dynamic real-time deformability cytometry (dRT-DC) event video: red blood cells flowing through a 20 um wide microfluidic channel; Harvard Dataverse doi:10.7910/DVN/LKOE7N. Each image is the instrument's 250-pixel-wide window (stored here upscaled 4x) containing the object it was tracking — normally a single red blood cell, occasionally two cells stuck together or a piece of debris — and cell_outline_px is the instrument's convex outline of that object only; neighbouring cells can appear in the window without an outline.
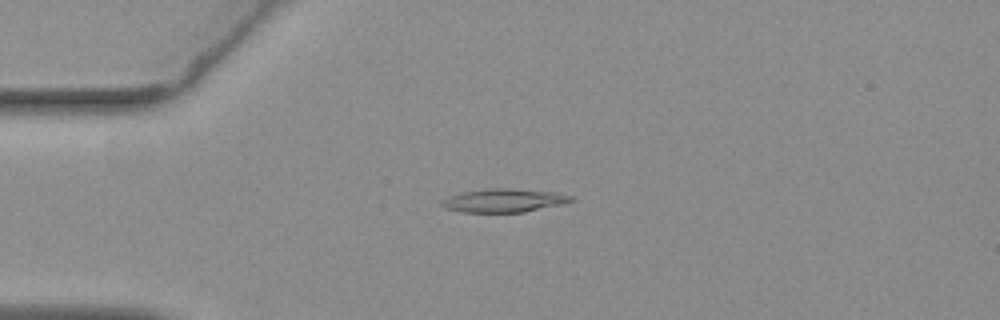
{"species": "common noctule bat (a hibernating species)", "species_latin": "Nyctalus noctula", "temperature_condition": "warm", "stored_images_in_passage": 33, "camera_frame_rate_fps": 3000, "um_per_image_px": 0.085, "animal": {"sex": "female", "body_mass_g": 19.3, "forearm_length_mm": 54.1}, "frame": {"image": 1, "passage_image": 2, "time_ms": 0.333, "image_size_px": [1000, 320], "cell_outline_px": [[576, 200], [560, 204], [524, 212], [460, 212], [444, 208], [440, 204], [440, 200], [448, 196], [460, 192], [488, 188], [508, 188], [556, 192], [572, 196]], "centroid_in_image_um": [42.77, 17.03], "position_along_channel_um": 42.2, "area_um2": 17.8}}
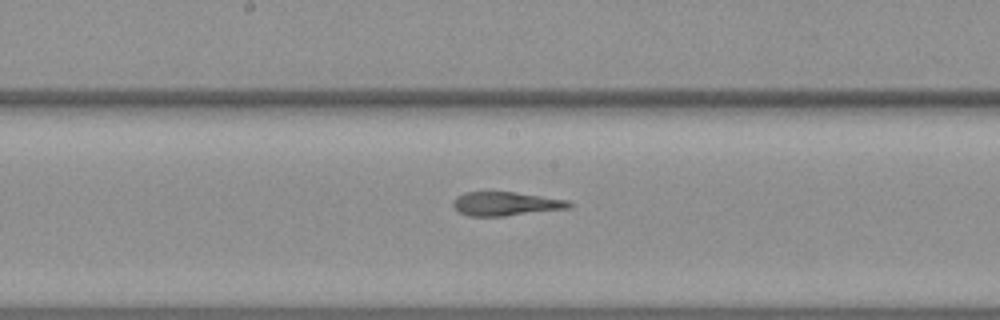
{"frame": {"image": 2, "passage_image": 17, "time_ms": 5.333, "image_size_px": [1000, 320], "cell_outline_px": [[572, 204], [568, 208], [504, 216], [468, 216], [460, 212], [452, 204], [456, 196], [464, 192], [516, 192], [568, 200]], "centroid_in_image_um": [42.96, 17.31], "position_along_channel_um": 205.2, "area_um2": 15.95}}
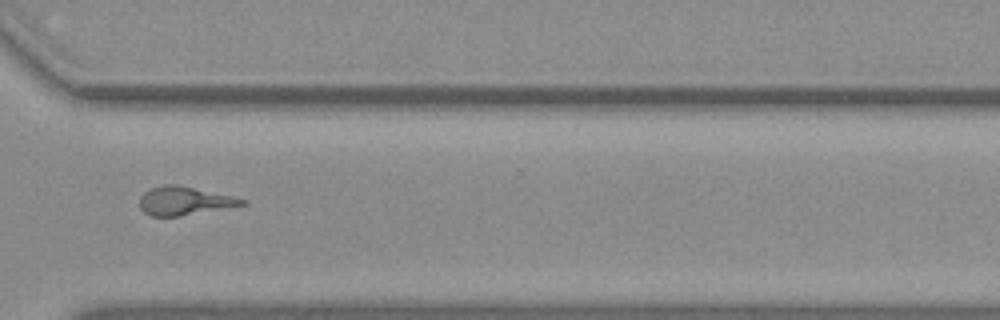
{"frame": {"image": 3, "passage_image": 29, "time_ms": 9.333, "image_size_px": [1000, 320], "cell_outline_px": [[248, 204], [176, 216], [152, 216], [144, 212], [140, 208], [140, 196], [144, 192], [152, 188], [164, 184], [176, 184], [248, 200]], "centroid_in_image_um": [15.64, 17.07], "position_along_channel_um": 355.0, "area_um2": 16.59}, "authors_computed_cell_mechanics": {"area_um2": 16.762, "velocity_mm_per_s": 3.7518, "shape_relaxation_time_tau1_ms": null, "shape_relaxation_time_tau2_ms": 2.1327, "deformation_change_tau1": null, "deformation_change_tau2": 0.1439}}